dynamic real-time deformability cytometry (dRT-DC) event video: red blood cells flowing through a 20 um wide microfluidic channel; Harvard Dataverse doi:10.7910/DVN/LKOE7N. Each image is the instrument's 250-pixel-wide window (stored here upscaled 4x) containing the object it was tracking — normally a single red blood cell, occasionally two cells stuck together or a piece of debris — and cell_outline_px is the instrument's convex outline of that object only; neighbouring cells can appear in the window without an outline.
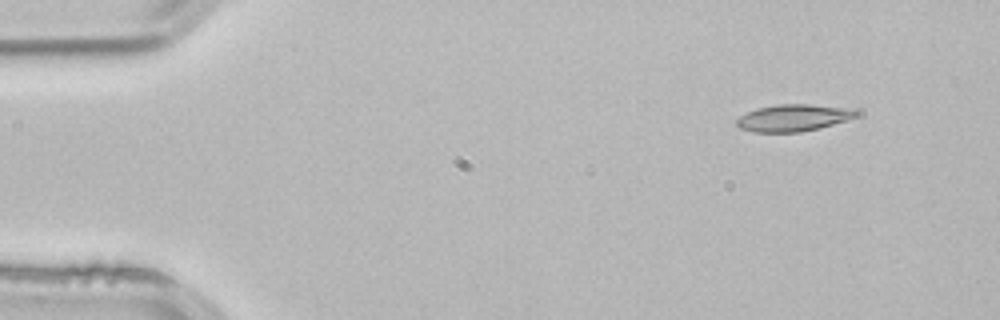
{"species": "common noctule bat (a hibernating species)", "species_latin": "Nyctalus noctula", "temperature_condition": "room temperature", "stored_images_in_passage": 3, "camera_frame_rate_fps": 3000, "um_per_image_px": 0.085, "animal": {"sex": "male", "body_mass_g": 21.5, "forearm_length_mm": 52.0}, "frame": {"image": 1, "passage_image": 1, "time_ms": 0.0, "image_size_px": [1000, 320], "cell_outline_px": [[860, 112], [856, 116], [848, 120], [820, 128], [800, 132], [752, 132], [740, 128], [736, 124], [736, 120], [740, 116], [756, 108], [776, 104], [808, 104], [856, 108]], "centroid_in_image_um": [67.48, 10.01], "position_along_channel_um": 17.5, "area_um2": 19.02}}
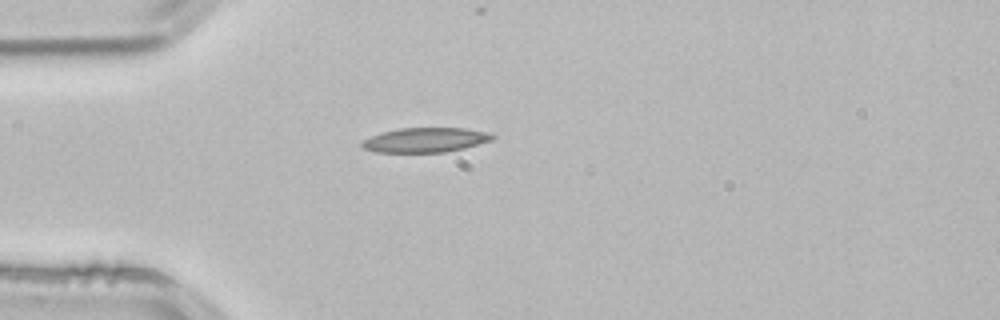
{"frame": {"image": 2, "passage_image": 3, "time_ms": 0.667, "image_size_px": [1000, 320], "cell_outline_px": [[496, 136], [492, 140], [464, 148], [444, 152], [376, 152], [364, 148], [360, 144], [360, 140], [384, 132], [400, 128], [464, 128], [484, 132]], "centroid_in_image_um": [36.12, 11.9], "position_along_channel_um": 48.9, "area_um2": 18.5}}